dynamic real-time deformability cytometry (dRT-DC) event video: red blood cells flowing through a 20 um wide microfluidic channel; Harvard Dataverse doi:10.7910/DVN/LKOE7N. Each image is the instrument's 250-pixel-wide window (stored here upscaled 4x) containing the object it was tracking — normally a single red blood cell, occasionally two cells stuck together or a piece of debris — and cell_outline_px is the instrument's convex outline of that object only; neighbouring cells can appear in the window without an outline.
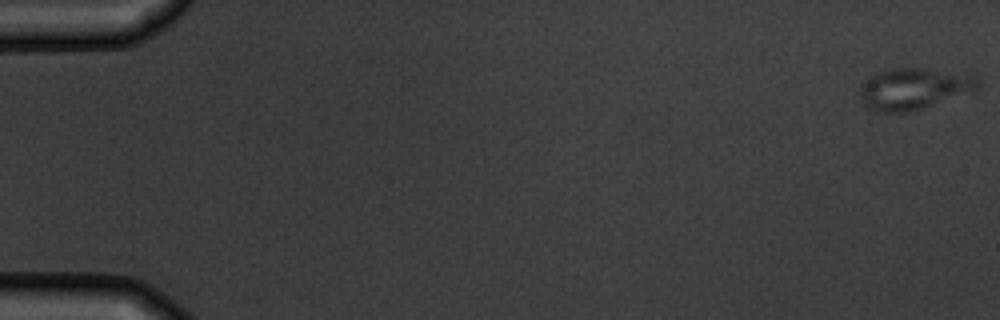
{"species": "common noctule bat (a hibernating species)", "species_latin": "Nyctalus noctula", "temperature_condition": "warm", "stored_images_in_passage": 4, "camera_frame_rate_fps": 3000, "um_per_image_px": 0.085, "animal": {"sex": "male", "body_mass_g": 19.5, "forearm_length_mm": 54.6}, "frame": {"image": 1, "passage_image": 1, "time_ms": 0.0, "image_size_px": [1000, 320], "cell_outline_px": [[980, 84], [976, 88], [920, 108], [904, 112], [880, 112], [864, 104], [860, 96], [860, 84], [872, 76], [880, 72], [892, 68], [920, 68], [980, 76]], "centroid_in_image_um": [77.62, 7.51], "position_along_channel_um": 7.4, "area_um2": 27.4}}